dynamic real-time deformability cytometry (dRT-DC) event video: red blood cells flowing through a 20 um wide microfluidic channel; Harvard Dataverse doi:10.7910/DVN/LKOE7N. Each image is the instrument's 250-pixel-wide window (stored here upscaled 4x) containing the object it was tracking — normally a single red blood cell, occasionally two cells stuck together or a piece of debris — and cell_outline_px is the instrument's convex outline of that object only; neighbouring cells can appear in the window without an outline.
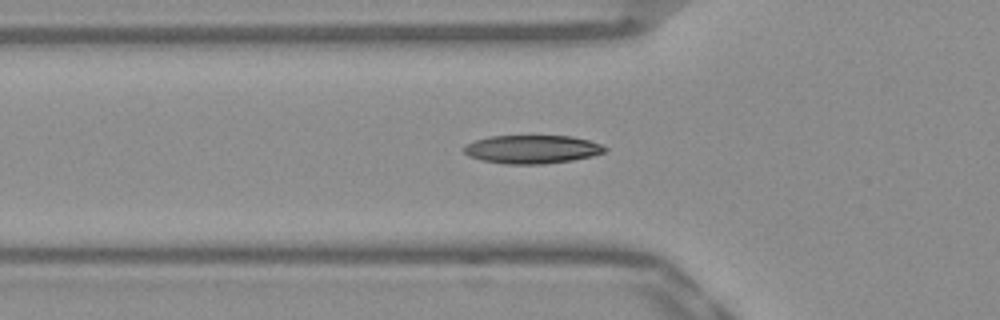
{"species": "Egyptian fruit bat (a non-hibernating species)", "species_latin": "Rousettus aegyptiacus", "temperature_condition": "warm", "stored_images_in_passage": 47, "camera_frame_rate_fps": 3000, "um_per_image_px": 0.085, "frame": {"image": 1, "passage_image": 17, "time_ms": 5.333, "image_size_px": [1000, 320], "cell_outline_px": [[608, 148], [604, 152], [592, 156], [572, 160], [544, 164], [504, 164], [484, 160], [468, 156], [464, 152], [464, 144], [488, 136], [572, 136], [588, 140], [600, 144]], "centroid_in_image_um": [45.21, 12.69], "position_along_channel_um": 80.6, "area_um2": 23.29}}
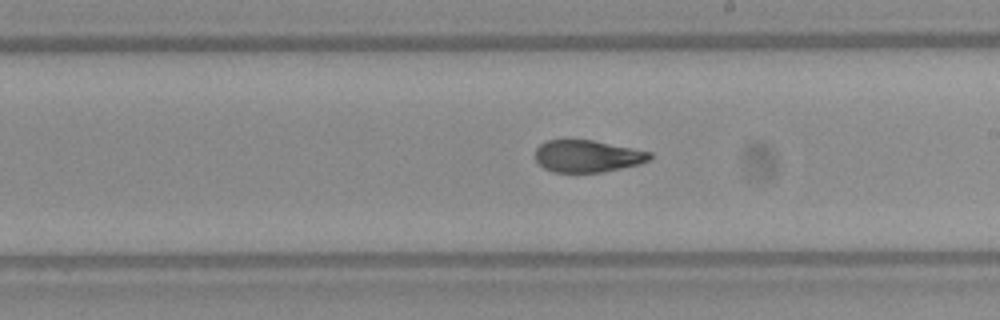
{"frame": {"image": 2, "passage_image": 29, "time_ms": 9.333, "image_size_px": [1000, 320], "cell_outline_px": [[652, 156], [648, 160], [640, 164], [600, 172], [552, 172], [544, 168], [536, 160], [536, 148], [540, 144], [548, 140], [564, 136], [592, 140], [652, 152]], "centroid_in_image_um": [49.87, 13.23], "position_along_channel_um": 239.1, "area_um2": 21.85}}
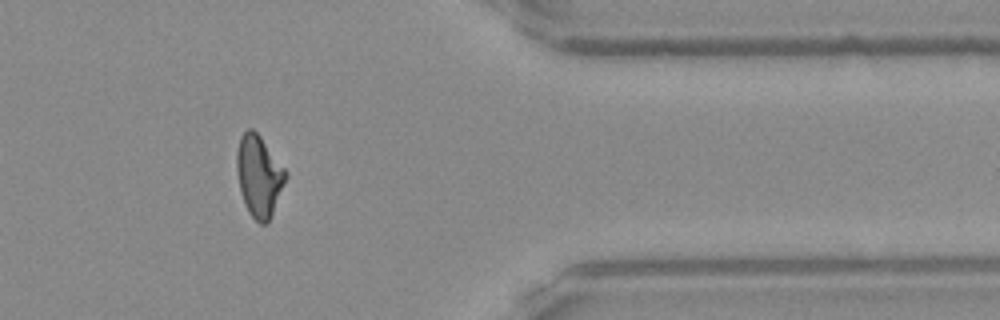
{"frame": {"image": 3, "passage_image": 42, "time_ms": 13.667, "image_size_px": [1000, 320], "cell_outline_px": [[288, 176], [268, 224], [260, 224], [248, 212], [244, 204], [240, 192], [236, 172], [236, 152], [240, 136], [248, 128], [252, 128], [260, 136], [288, 172]], "centroid_in_image_um": [22.0, 14.97], "position_along_channel_um": 389.4, "area_um2": 23.47}, "authors_computed_cell_mechanics": {"area_um2": 22.542, "velocity_mm_per_s": 3.9356, "shape_relaxation_time_tau1_ms": 8.0079, "shape_relaxation_time_tau2_ms": 2.1442, "deformation_change_tau1": 0.2358, "deformation_change_tau2": 0.0751}}